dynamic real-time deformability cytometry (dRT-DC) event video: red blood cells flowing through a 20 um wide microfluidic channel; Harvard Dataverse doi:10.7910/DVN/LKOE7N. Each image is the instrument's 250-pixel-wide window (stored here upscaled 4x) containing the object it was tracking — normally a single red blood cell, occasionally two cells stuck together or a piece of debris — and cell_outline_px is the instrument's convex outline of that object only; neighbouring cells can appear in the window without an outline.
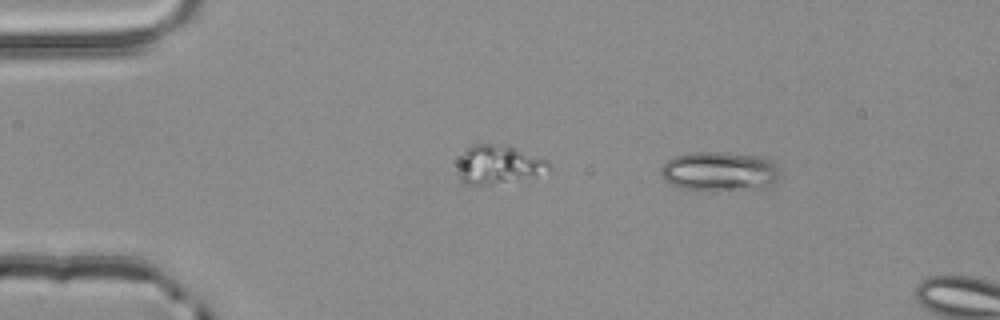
{"species": "common noctule bat (a hibernating species)", "species_latin": "Nyctalus noctula", "temperature_condition": "room temperature", "stored_images_in_passage": 2, "camera_frame_rate_fps": 3000, "um_per_image_px": 0.085, "animal": {"sex": "male", "body_mass_g": 20.4}, "frame": {"image": 1, "passage_image": 1, "time_ms": 0.0, "image_size_px": [1000, 320], "cell_outline_px": [[780, 176], [772, 184], [764, 188], [680, 188], [672, 184], [660, 172], [660, 168], [668, 160], [676, 156], [692, 152], [724, 152], [764, 156], [772, 160], [776, 164], [780, 172]], "centroid_in_image_um": [61.23, 14.51], "position_along_channel_um": 23.8, "area_um2": 26.7}}